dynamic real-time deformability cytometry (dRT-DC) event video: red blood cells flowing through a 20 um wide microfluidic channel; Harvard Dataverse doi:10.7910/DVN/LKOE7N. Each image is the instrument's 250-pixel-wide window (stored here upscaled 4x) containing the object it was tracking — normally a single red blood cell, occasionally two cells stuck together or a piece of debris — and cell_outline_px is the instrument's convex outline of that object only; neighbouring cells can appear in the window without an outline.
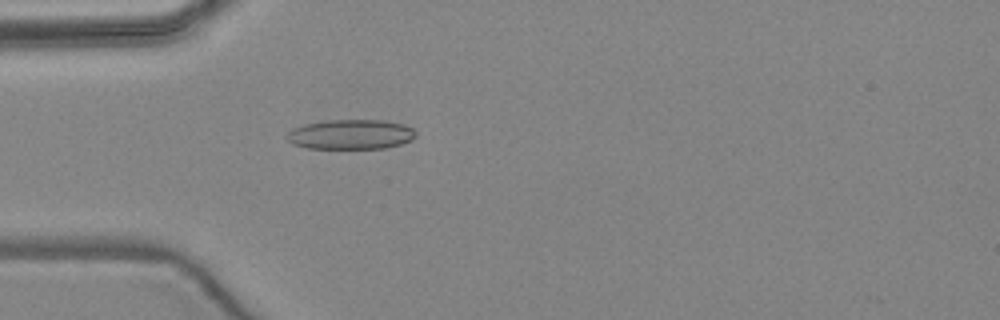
{"species": "common noctule bat (a hibernating species)", "species_latin": "Nyctalus noctula", "temperature_condition": "warm", "stored_images_in_passage": 5, "camera_frame_rate_fps": 3000, "um_per_image_px": 0.085, "animal": {"sex": "female", "body_mass_g": 24.6, "forearm_length_mm": 56.2}, "frame": {"image": 1, "passage_image": 5, "time_ms": 4.667, "image_size_px": [1000, 320], "cell_outline_px": [[416, 136], [412, 140], [400, 144], [384, 148], [308, 148], [292, 144], [284, 136], [292, 128], [304, 124], [328, 120], [384, 120], [404, 124], [412, 128], [416, 132]], "centroid_in_image_um": [29.8, 11.42], "position_along_channel_um": 55.2, "area_um2": 22.48}}